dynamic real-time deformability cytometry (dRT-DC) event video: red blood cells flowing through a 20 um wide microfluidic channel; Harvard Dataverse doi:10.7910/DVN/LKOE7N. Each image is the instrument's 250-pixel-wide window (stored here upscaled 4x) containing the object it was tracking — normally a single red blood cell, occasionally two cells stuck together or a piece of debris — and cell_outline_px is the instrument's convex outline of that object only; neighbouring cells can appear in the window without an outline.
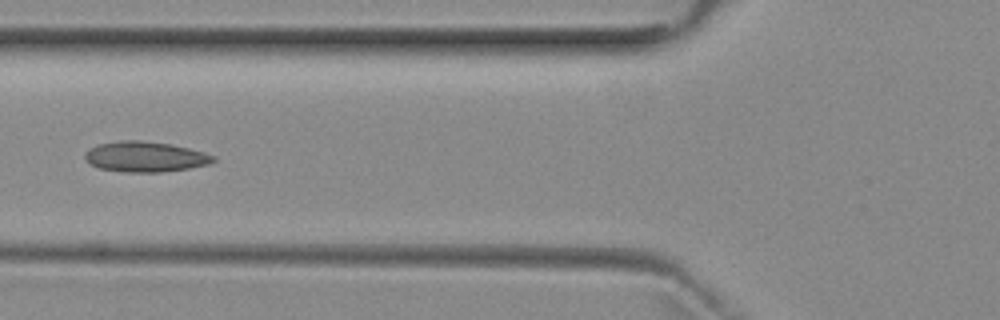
{"species": "common noctule bat (a hibernating species)", "species_latin": "Nyctalus noctula", "temperature_condition": "room temperature", "stored_images_in_passage": 6, "camera_frame_rate_fps": 3000, "um_per_image_px": 0.085, "animal": {"sex": "female", "body_mass_g": 29.2, "forearm_length_mm": 56.3}, "frame": {"image": 1, "passage_image": 6, "time_ms": 6.0, "image_size_px": [1000, 320], "cell_outline_px": [[216, 160], [208, 164], [188, 168], [160, 172], [124, 172], [100, 168], [92, 164], [84, 156], [92, 148], [100, 144], [120, 140], [140, 140], [172, 144], [204, 152], [216, 156]], "centroid_in_image_um": [12.4, 13.32], "position_along_channel_um": 113.4, "area_um2": 22.43}}